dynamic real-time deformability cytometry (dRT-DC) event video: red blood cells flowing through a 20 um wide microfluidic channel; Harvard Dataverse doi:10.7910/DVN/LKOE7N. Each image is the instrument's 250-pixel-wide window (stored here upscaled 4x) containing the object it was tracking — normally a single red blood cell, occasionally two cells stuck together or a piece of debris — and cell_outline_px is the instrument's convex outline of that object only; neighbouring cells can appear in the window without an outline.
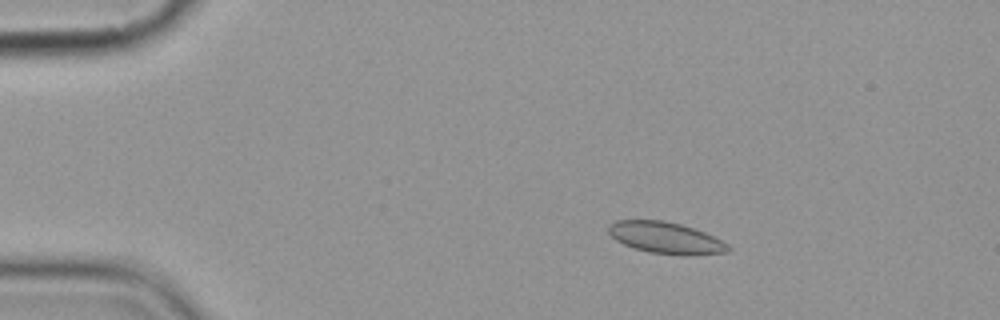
{"species": "common noctule bat (a hibernating species)", "species_latin": "Nyctalus noctula", "temperature_condition": "cold", "stored_images_in_passage": 5, "camera_frame_rate_fps": 3000, "um_per_image_px": 0.085, "animal": {"sex": "female", "body_mass_g": 19.9}, "frame": {"image": 1, "passage_image": 2, "time_ms": 1.0, "image_size_px": [1000, 320], "cell_outline_px": [[732, 248], [728, 252], [688, 256], [680, 256], [648, 252], [624, 244], [616, 240], [608, 232], [608, 224], [616, 220], [664, 220], [680, 224], [704, 232], [728, 244]], "centroid_in_image_um": [56.59, 20.22], "position_along_channel_um": 28.4, "area_um2": 22.08}}
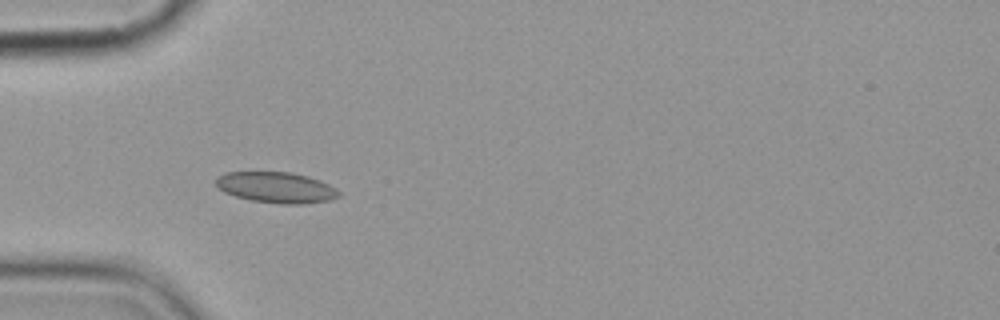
{"frame": {"image": 2, "passage_image": 4, "time_ms": 3.667, "image_size_px": [1000, 320], "cell_outline_px": [[340, 196], [332, 200], [304, 204], [280, 204], [252, 200], [236, 196], [224, 192], [216, 188], [216, 176], [224, 172], [292, 172], [308, 176], [320, 180], [336, 188], [340, 192]], "centroid_in_image_um": [23.49, 15.93], "position_along_channel_um": 61.5, "area_um2": 22.37}}
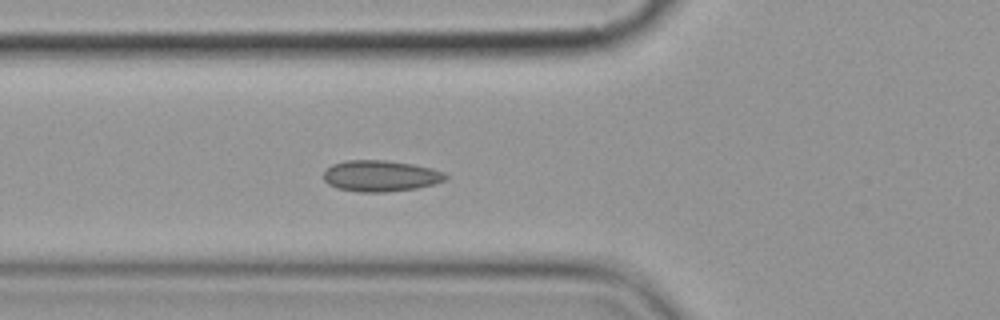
{"frame": {"image": 3, "passage_image": 5, "time_ms": 4.667, "image_size_px": [1000, 320], "cell_outline_px": [[448, 176], [444, 180], [432, 184], [416, 188], [384, 192], [360, 192], [336, 188], [328, 184], [324, 180], [324, 172], [332, 164], [348, 160], [384, 160], [412, 164], [432, 168], [444, 172]], "centroid_in_image_um": [32.33, 14.95], "position_along_channel_um": 93.5, "area_um2": 22.02}}